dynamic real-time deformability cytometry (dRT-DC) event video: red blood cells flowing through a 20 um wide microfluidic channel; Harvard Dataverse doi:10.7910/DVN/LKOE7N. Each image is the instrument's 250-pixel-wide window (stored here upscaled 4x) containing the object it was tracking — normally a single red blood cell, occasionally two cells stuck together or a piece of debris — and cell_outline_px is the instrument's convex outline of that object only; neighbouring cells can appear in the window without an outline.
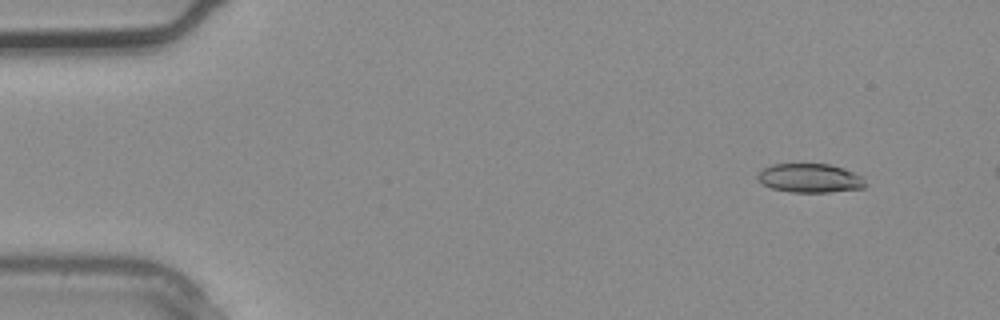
{"species": "common noctule bat (a hibernating species)", "species_latin": "Nyctalus noctula", "temperature_condition": "warm", "stored_images_in_passage": 3, "camera_frame_rate_fps": 3000, "um_per_image_px": 0.085, "animal": {"sex": "male", "body_mass_g": 20.4}, "frame": {"image": 1, "passage_image": 1, "time_ms": 0.0, "image_size_px": [1000, 320], "cell_outline_px": [[864, 188], [828, 192], [788, 192], [772, 188], [764, 184], [756, 176], [764, 168], [772, 164], [828, 164], [844, 168], [864, 176]], "centroid_in_image_um": [68.87, 15.14], "position_along_channel_um": 16.1, "area_um2": 18.09}}